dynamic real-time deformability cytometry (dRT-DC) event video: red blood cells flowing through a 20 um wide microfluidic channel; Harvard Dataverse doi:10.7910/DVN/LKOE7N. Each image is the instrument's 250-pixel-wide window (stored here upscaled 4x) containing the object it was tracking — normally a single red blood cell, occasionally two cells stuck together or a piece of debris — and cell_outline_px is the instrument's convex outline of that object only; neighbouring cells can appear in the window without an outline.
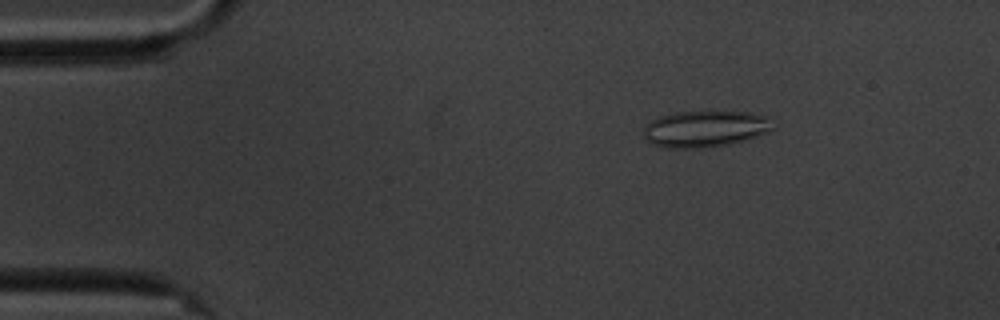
{"species": "common noctule bat (a hibernating species)", "species_latin": "Nyctalus noctula", "temperature_condition": "cold", "stored_images_in_passage": 59, "camera_frame_rate_fps": 3000, "um_per_image_px": 0.085, "animal": {"sex": "male", "body_mass_g": 20.1, "forearm_length_mm": 53.5}, "frame": {"image": 1, "passage_image": 9, "time_ms": 2.667, "image_size_px": [1000, 320], "cell_outline_px": [[776, 128], [768, 132], [744, 140], [724, 144], [700, 148], [668, 148], [652, 144], [644, 136], [644, 124], [660, 116], [672, 112], [752, 112], [768, 116]], "centroid_in_image_um": [59.94, 10.94], "position_along_channel_um": 25.1, "area_um2": 27.4}}
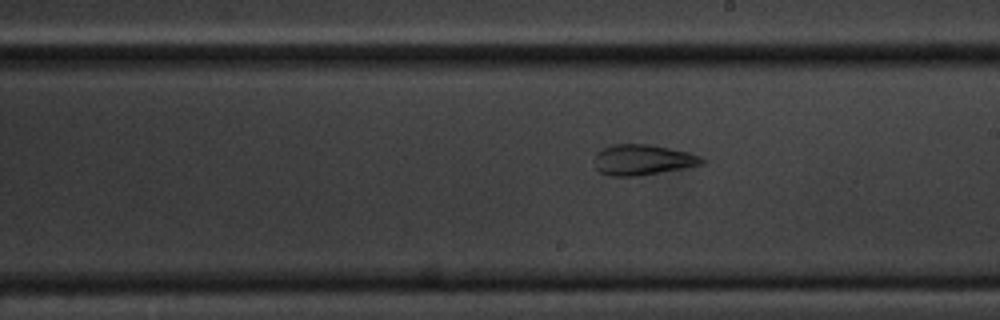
{"frame": {"image": 2, "passage_image": 33, "time_ms": 10.667, "image_size_px": [1000, 320], "cell_outline_px": [[708, 160], [704, 164], [684, 168], [636, 176], [608, 176], [600, 172], [596, 168], [596, 152], [600, 148], [612, 144], [652, 144], [688, 152], [700, 156]], "centroid_in_image_um": [54.64, 13.57], "position_along_channel_um": 234.4, "area_um2": 19.31}}
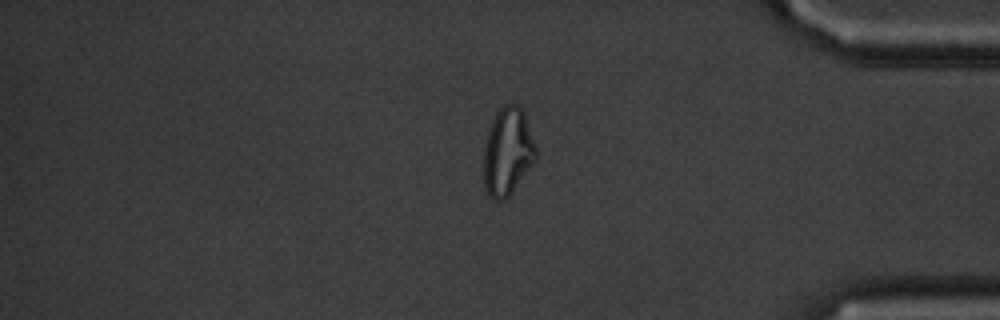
{"frame": {"image": 3, "passage_image": 49, "time_ms": 16.0, "image_size_px": [1000, 320], "cell_outline_px": [[536, 160], [512, 192], [504, 200], [492, 200], [488, 196], [484, 188], [484, 148], [488, 128], [496, 112], [504, 104], [520, 104], [524, 112], [536, 148]], "centroid_in_image_um": [43.13, 12.89], "position_along_channel_um": 392.1, "area_um2": 26.88}, "authors_computed_cell_mechanics": {"area_um2": 26.01, "velocity_mm_per_s": 3.413, "shape_relaxation_time_tau1_ms": null, "shape_relaxation_time_tau2_ms": 1.7468, "deformation_change_tau1": null, "deformation_change_tau2": 0.1073}}